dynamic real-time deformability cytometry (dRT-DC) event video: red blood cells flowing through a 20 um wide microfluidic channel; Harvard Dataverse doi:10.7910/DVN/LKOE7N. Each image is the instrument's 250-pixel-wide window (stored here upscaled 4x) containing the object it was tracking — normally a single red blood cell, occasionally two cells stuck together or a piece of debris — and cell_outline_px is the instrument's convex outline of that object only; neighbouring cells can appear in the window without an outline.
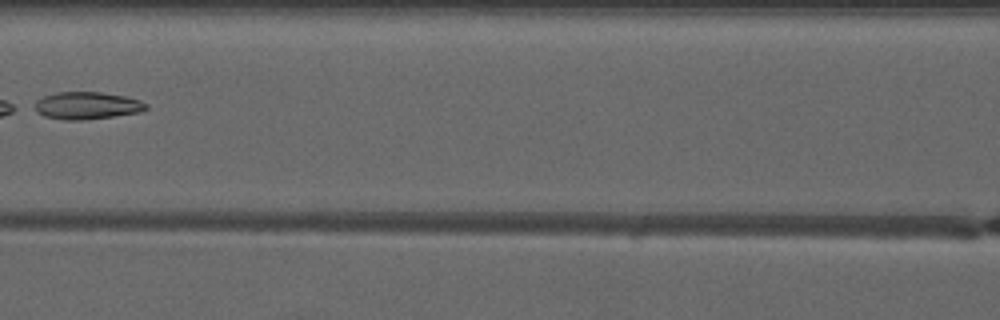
{"species": "common noctule bat (a hibernating species)", "species_latin": "Nyctalus noctula", "temperature_condition": "warm", "stored_images_in_passage": 5, "camera_frame_rate_fps": 3000, "um_per_image_px": 0.085, "animal": {"sex": "male", "forearm_length_mm": 52.5}, "frame": {"image": 1, "passage_image": 4, "time_ms": 3.667, "image_size_px": [1000, 320], "cell_outline_px": [[148, 108], [140, 112], [84, 120], [64, 120], [44, 116], [32, 108], [36, 100], [44, 96], [56, 92], [100, 92], [124, 96], [140, 100], [148, 104]], "centroid_in_image_um": [7.36, 8.97], "position_along_channel_um": 159.2, "area_um2": 17.8}}
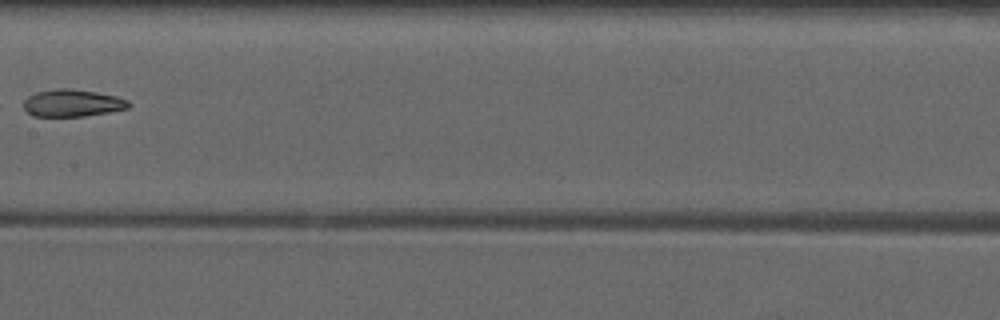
{"frame": {"image": 2, "passage_image": 5, "time_ms": 4.667, "image_size_px": [1000, 320], "cell_outline_px": [[132, 104], [128, 108], [108, 112], [84, 116], [32, 116], [24, 108], [24, 100], [28, 96], [36, 92], [56, 88], [72, 88], [96, 92], [116, 96], [128, 100]], "centroid_in_image_um": [6.15, 8.75], "position_along_channel_um": 201.2, "area_um2": 16.7}}